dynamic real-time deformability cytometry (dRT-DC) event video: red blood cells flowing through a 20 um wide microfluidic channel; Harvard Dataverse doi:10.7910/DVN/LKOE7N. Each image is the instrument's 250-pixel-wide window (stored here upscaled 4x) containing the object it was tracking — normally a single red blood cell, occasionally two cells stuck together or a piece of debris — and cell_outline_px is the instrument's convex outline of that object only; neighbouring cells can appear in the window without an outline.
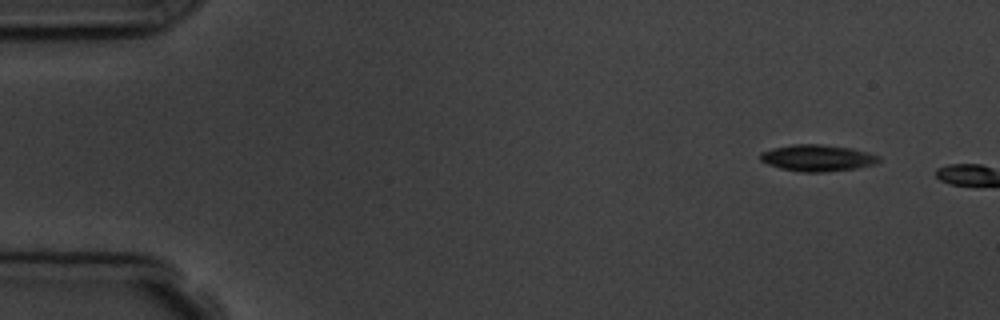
{"species": "common noctule bat (a hibernating species)", "species_latin": "Nyctalus noctula", "temperature_condition": "room temperature", "stored_images_in_passage": 2, "camera_frame_rate_fps": 3000, "um_per_image_px": 0.085, "animal": {"sex": "male", "body_mass_g": 19.5, "forearm_length_mm": 54.6}, "frame": {"image": 1, "passage_image": 1, "time_ms": 0.0, "image_size_px": [1000, 320], "cell_outline_px": [[880, 160], [876, 164], [856, 168], [824, 172], [804, 172], [780, 168], [768, 164], [760, 160], [760, 152], [772, 148], [792, 144], [820, 144], [852, 148], [880, 156]], "centroid_in_image_um": [69.47, 13.42], "position_along_channel_um": 15.5, "area_um2": 18.32}}